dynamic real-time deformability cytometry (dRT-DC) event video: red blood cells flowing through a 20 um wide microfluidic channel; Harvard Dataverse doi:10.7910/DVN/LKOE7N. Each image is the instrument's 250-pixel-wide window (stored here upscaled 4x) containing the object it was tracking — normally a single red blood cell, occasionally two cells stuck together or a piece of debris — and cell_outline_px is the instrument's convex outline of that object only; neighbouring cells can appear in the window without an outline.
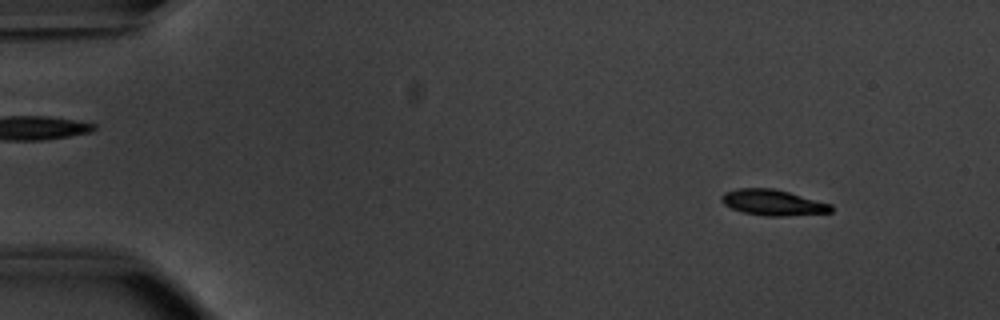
{"species": "common noctule bat (a hibernating species)", "species_latin": "Nyctalus noctula", "temperature_condition": "warm", "stored_images_in_passage": 54, "camera_frame_rate_fps": 3000, "um_per_image_px": 0.085, "animal": {"sex": "male", "body_mass_g": 20.1, "forearm_length_mm": 53.5}, "frame": {"image": 1, "passage_image": 6, "time_ms": 1.667, "image_size_px": [1000, 320], "cell_outline_px": [[832, 212], [780, 216], [764, 216], [744, 212], [732, 208], [724, 204], [720, 200], [720, 196], [724, 192], [736, 188], [772, 188], [788, 192], [832, 204]], "centroid_in_image_um": [65.66, 17.21], "position_along_channel_um": 19.3, "area_um2": 16.36}}
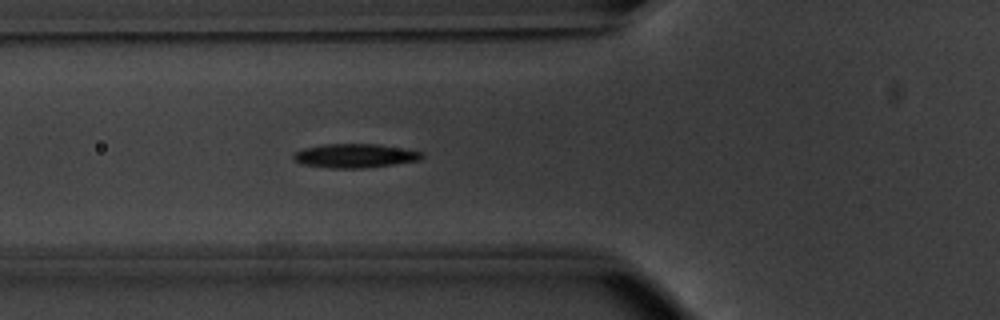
{"frame": {"image": 2, "passage_image": 20, "time_ms": 6.333, "image_size_px": [1000, 320], "cell_outline_px": [[424, 156], [420, 160], [364, 168], [332, 168], [300, 164], [292, 160], [292, 152], [304, 148], [324, 144], [376, 144], [404, 148], [424, 152]], "centroid_in_image_um": [30.13, 13.23], "position_along_channel_um": 95.7, "area_um2": 18.09}}
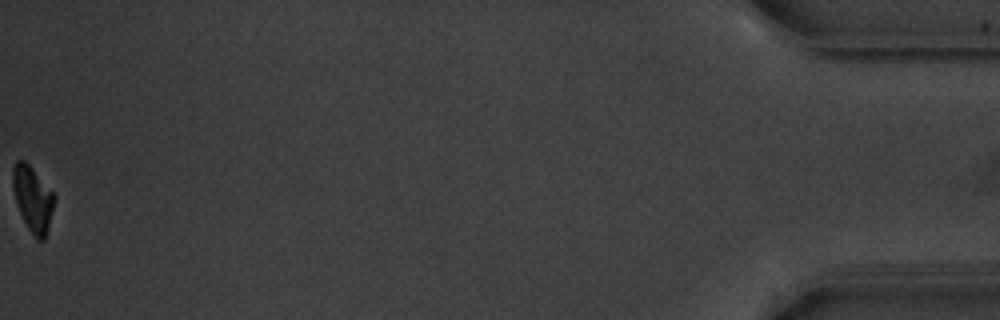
{"frame": {"image": 3, "passage_image": 54, "time_ms": 17.667, "image_size_px": [1000, 320], "cell_outline_px": [[56, 200], [48, 228], [44, 240], [36, 240], [28, 228], [16, 204], [12, 188], [12, 168], [16, 160], [24, 160], [32, 168], [56, 196]], "centroid_in_image_um": [2.78, 16.9], "position_along_channel_um": 432.4, "area_um2": 15.9}, "authors_computed_cell_mechanics": {"area_um2": 17.2822, "velocity_mm_per_s": 3.7975, "shape_relaxation_time_tau1_ms": 1.8828, "shape_relaxation_time_tau2_ms": 4.8484, "deformation_change_tau1": 0.1602, "deformation_change_tau2": 0.0942}}